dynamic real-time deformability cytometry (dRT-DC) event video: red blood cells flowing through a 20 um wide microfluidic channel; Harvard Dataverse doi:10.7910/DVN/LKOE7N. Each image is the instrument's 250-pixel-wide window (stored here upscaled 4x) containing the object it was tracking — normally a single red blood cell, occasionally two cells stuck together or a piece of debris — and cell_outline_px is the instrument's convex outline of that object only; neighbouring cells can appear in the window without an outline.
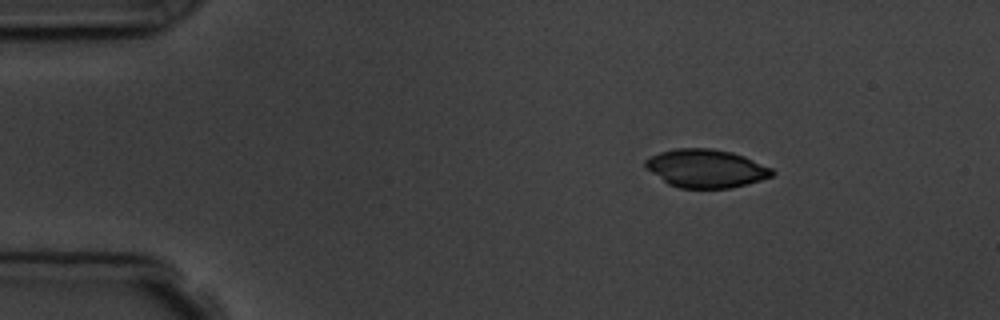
{"species": "common noctule bat (a hibernating species)", "species_latin": "Nyctalus noctula", "temperature_condition": "room temperature", "stored_images_in_passage": 3, "camera_frame_rate_fps": 3000, "um_per_image_px": 0.085, "animal": {"sex": "male", "body_mass_g": 19.5, "forearm_length_mm": 54.6}, "frame": {"image": 1, "passage_image": 1, "time_ms": 0.0, "image_size_px": [1000, 320], "cell_outline_px": [[776, 172], [772, 176], [760, 180], [732, 188], [680, 188], [668, 184], [652, 172], [644, 164], [644, 160], [660, 152], [676, 148], [712, 148], [732, 152], [744, 156], [772, 168]], "centroid_in_image_um": [60.03, 14.31], "position_along_channel_um": 25.0, "area_um2": 28.15}}